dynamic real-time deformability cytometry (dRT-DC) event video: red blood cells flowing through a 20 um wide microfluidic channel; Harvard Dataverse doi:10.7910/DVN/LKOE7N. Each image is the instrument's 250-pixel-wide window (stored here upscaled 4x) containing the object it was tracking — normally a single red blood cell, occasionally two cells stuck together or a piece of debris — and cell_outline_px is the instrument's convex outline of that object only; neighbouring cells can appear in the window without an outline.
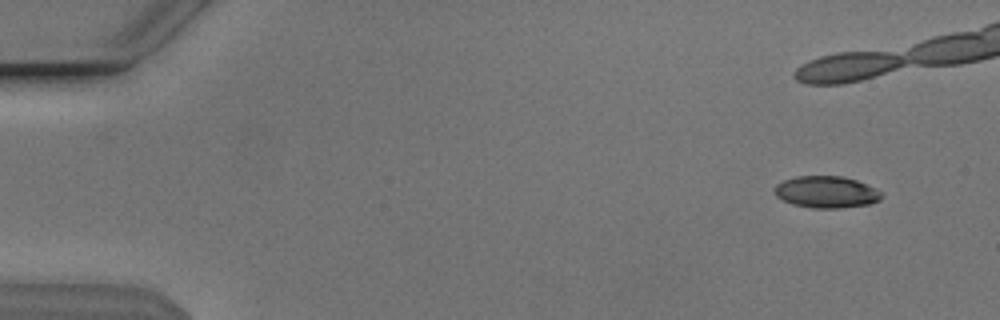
{"species": "Egyptian fruit bat (a non-hibernating species)", "species_latin": "Rousettus aegyptiacus", "temperature_condition": "cold", "stored_images_in_passage": 9, "camera_frame_rate_fps": 3000, "um_per_image_px": 0.085, "animal": {"sex": "male"}, "frame": {"image": 1, "passage_image": 1, "time_ms": 0.0, "image_size_px": [1000, 320], "cell_outline_px": [[884, 196], [880, 200], [868, 204], [840, 208], [812, 208], [792, 204], [776, 196], [776, 184], [784, 180], [796, 176], [844, 176], [856, 180], [876, 188]], "centroid_in_image_um": [70.27, 16.32], "position_along_channel_um": 14.7, "area_um2": 19.77}}